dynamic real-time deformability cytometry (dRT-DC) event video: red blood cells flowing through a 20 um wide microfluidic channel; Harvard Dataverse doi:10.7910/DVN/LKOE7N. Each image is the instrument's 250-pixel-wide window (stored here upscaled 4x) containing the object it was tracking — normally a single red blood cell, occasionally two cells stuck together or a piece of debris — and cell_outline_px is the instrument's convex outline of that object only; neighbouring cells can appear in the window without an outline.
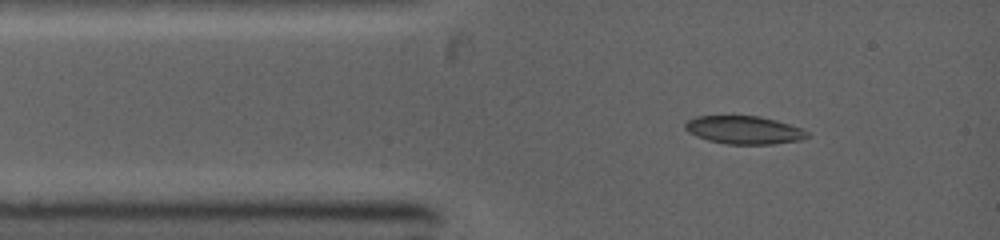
{"species": "common noctule bat (a hibernating species)", "species_latin": "Nyctalus noctula", "temperature_condition": "warm", "stored_images_in_passage": 3, "camera_frame_rate_fps": 5000, "um_per_image_px": 0.085, "animal": {"sex": "female", "body_mass_g": 19.0, "forearm_length_mm": 53.3}, "frame": {"image": 1, "passage_image": 1, "time_ms": 0.0, "image_size_px": [1000, 240], "cell_outline_px": [[812, 136], [800, 140], [772, 144], [728, 144], [708, 140], [696, 136], [688, 132], [684, 128], [684, 124], [688, 120], [696, 116], [756, 116], [804, 128]], "centroid_in_image_um": [63.25, 11.06], "position_along_channel_um": 21.8, "area_um2": 19.88}}
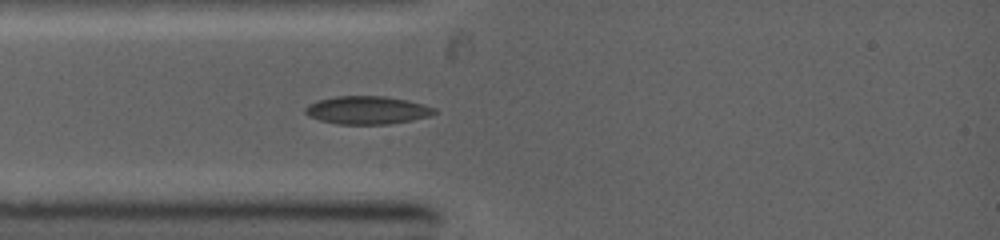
{"frame": {"image": 2, "passage_image": 3, "time_ms": 1.2, "image_size_px": [1000, 240], "cell_outline_px": [[436, 112], [428, 116], [412, 120], [388, 124], [336, 124], [320, 120], [308, 116], [304, 112], [304, 108], [308, 104], [316, 100], [336, 96], [384, 96], [408, 100], [424, 104], [436, 108]], "centroid_in_image_um": [31.18, 9.36], "position_along_channel_um": 53.8, "area_um2": 21.21}}